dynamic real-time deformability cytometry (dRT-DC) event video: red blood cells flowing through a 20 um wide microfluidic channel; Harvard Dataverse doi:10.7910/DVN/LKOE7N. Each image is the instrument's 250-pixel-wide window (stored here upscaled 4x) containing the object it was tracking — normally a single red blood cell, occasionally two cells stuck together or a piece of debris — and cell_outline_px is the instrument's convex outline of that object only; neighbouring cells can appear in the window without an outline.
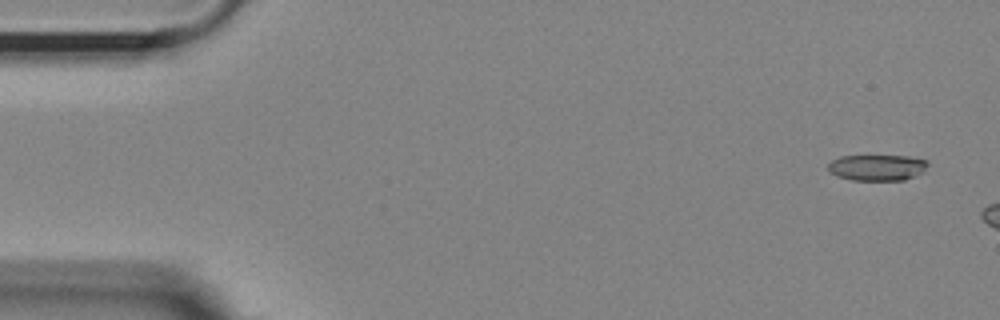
{"species": "Egyptian fruit bat (a non-hibernating species)", "species_latin": "Rousettus aegyptiacus", "temperature_condition": "room temperature", "stored_images_in_passage": 6, "camera_frame_rate_fps": 3000, "um_per_image_px": 0.085, "animal": {"sex": "female"}, "frame": {"image": 1, "passage_image": 1, "time_ms": 0.0, "image_size_px": [1000, 320], "cell_outline_px": [[928, 164], [924, 172], [904, 180], [852, 180], [836, 176], [828, 172], [828, 164], [832, 160], [840, 156], [908, 156], [928, 160]], "centroid_in_image_um": [74.55, 14.24], "position_along_channel_um": 10.4, "area_um2": 15.26}}